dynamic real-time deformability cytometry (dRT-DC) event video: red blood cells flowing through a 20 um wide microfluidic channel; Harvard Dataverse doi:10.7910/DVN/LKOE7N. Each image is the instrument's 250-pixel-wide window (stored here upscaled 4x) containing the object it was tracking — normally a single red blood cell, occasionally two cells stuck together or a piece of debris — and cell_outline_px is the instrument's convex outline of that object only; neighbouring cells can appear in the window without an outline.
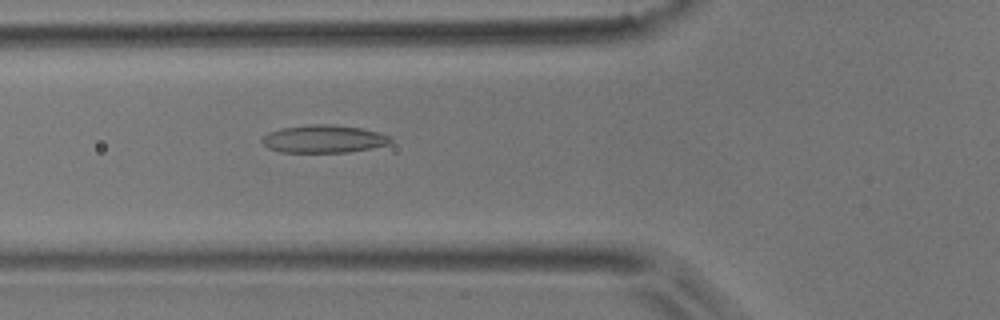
{"species": "common noctule bat (a hibernating species)", "species_latin": "Nyctalus noctula", "temperature_condition": "room temperature", "stored_images_in_passage": 38, "camera_frame_rate_fps": 3000, "um_per_image_px": 0.085, "animal": {"sex": "male", "body_mass_g": 17.9}, "frame": {"image": 1, "passage_image": 9, "time_ms": 2.667, "image_size_px": [1000, 320], "cell_outline_px": [[392, 144], [372, 148], [348, 152], [280, 152], [268, 148], [260, 140], [268, 132], [280, 128], [312, 124], [332, 124], [360, 128], [376, 132], [388, 136], [392, 140]], "centroid_in_image_um": [27.5, 11.81], "position_along_channel_um": 98.3, "area_um2": 20.81}}
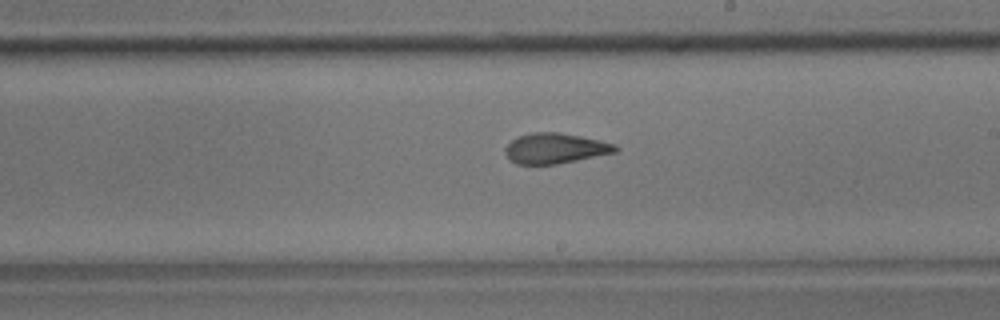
{"frame": {"image": 2, "passage_image": 20, "time_ms": 6.333, "image_size_px": [1000, 320], "cell_outline_px": [[620, 148], [616, 152], [556, 164], [516, 164], [504, 152], [504, 148], [516, 136], [532, 132], [560, 132], [600, 140], [616, 144]], "centroid_in_image_um": [47.19, 12.59], "position_along_channel_um": 241.8, "area_um2": 19.48}}
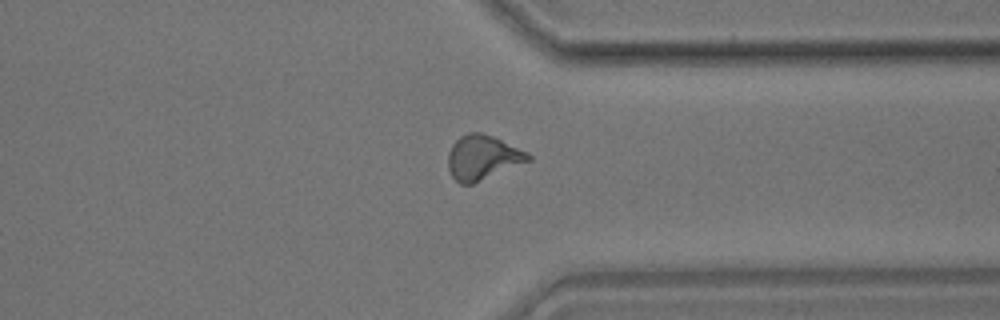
{"frame": {"image": 3, "passage_image": 30, "time_ms": 9.667, "image_size_px": [1000, 320], "cell_outline_px": [[532, 160], [472, 184], [460, 184], [452, 176], [448, 168], [448, 152], [452, 144], [460, 136], [468, 132], [480, 132], [492, 136], [528, 152], [532, 156]], "centroid_in_image_um": [41.02, 13.38], "position_along_channel_um": 370.4, "area_um2": 20.81}}